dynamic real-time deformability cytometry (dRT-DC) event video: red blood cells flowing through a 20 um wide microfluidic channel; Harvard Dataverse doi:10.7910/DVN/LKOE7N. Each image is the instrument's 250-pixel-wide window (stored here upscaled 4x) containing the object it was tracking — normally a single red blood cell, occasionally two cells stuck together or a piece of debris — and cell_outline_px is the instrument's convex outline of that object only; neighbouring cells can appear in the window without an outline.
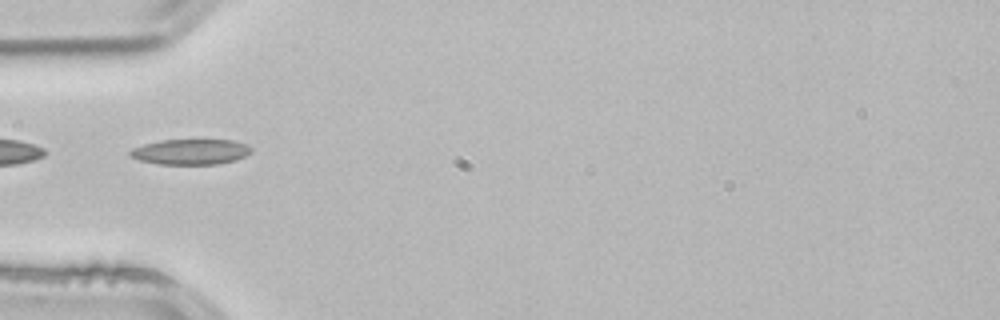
{"species": "common noctule bat (a hibernating species)", "species_latin": "Nyctalus noctula", "temperature_condition": "room temperature", "stored_images_in_passage": 4, "segment_of_instrument_passage": [2, 2], "camera_frame_rate_fps": 3000, "um_per_image_px": 0.085, "animal": {"sex": "male", "body_mass_g": 21.5, "forearm_length_mm": 52.0}, "frame": {"image": 1, "passage_image": 4, "time_ms": 1.0, "image_size_px": [1000, 320], "cell_outline_px": [[252, 152], [244, 156], [232, 160], [216, 164], [156, 164], [140, 160], [128, 156], [128, 152], [132, 148], [144, 144], [160, 140], [232, 140], [248, 144], [252, 148]], "centroid_in_image_um": [16.17, 12.9], "position_along_channel_um": 68.8, "area_um2": 17.98}}